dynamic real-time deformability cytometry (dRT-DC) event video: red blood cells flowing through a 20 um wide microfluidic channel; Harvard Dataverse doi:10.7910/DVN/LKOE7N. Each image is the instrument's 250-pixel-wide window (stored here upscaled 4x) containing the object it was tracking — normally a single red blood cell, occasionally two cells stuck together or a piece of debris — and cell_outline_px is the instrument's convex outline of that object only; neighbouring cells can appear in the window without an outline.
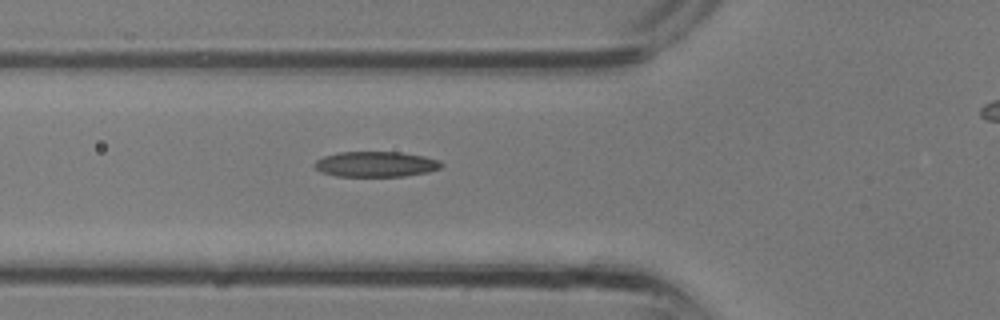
{"species": "common noctule bat (a hibernating species)", "species_latin": "Nyctalus noctula", "temperature_condition": "room temperature", "stored_images_in_passage": 12, "camera_frame_rate_fps": 3000, "um_per_image_px": 0.085, "animal": {"sex": "male", "body_mass_g": 13.3}, "frame": {"image": 1, "passage_image": 6, "time_ms": 1.667, "image_size_px": [1000, 320], "cell_outline_px": [[444, 164], [440, 168], [428, 172], [404, 176], [336, 176], [320, 172], [312, 164], [316, 160], [324, 156], [336, 152], [400, 152], [424, 156], [440, 160]], "centroid_in_image_um": [31.93, 13.95], "position_along_channel_um": 93.9, "area_um2": 18.9}}
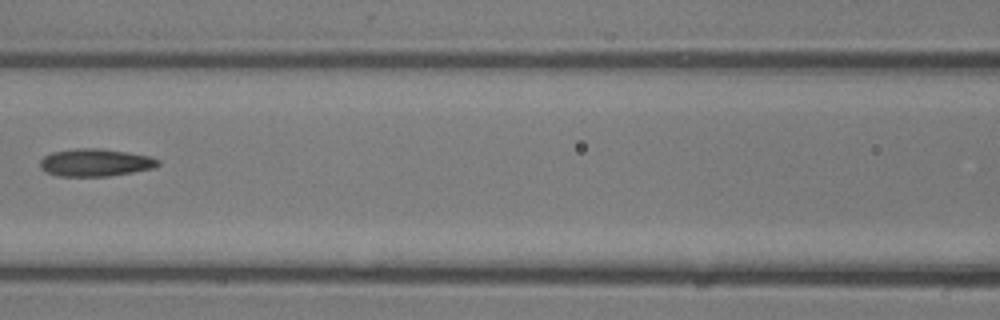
{"frame": {"image": 2, "passage_image": 9, "time_ms": 2.667, "image_size_px": [1000, 320], "cell_outline_px": [[160, 164], [152, 168], [132, 172], [108, 176], [56, 176], [40, 168], [40, 160], [44, 156], [52, 152], [76, 148], [100, 148], [128, 152], [148, 156], [160, 160]], "centroid_in_image_um": [8.08, 13.81], "position_along_channel_um": 158.5, "area_um2": 18.9}}
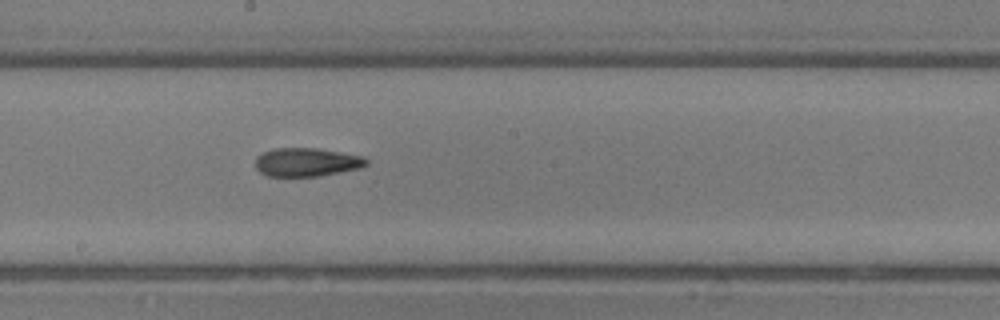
{"frame": {"image": 3, "passage_image": 12, "time_ms": 3.667, "image_size_px": [1000, 320], "cell_outline_px": [[368, 164], [360, 168], [320, 176], [268, 176], [260, 172], [256, 168], [256, 156], [264, 152], [276, 148], [316, 148], [364, 156], [368, 160]], "centroid_in_image_um": [26.08, 13.78], "position_along_channel_um": 222.1, "area_um2": 18.44}}